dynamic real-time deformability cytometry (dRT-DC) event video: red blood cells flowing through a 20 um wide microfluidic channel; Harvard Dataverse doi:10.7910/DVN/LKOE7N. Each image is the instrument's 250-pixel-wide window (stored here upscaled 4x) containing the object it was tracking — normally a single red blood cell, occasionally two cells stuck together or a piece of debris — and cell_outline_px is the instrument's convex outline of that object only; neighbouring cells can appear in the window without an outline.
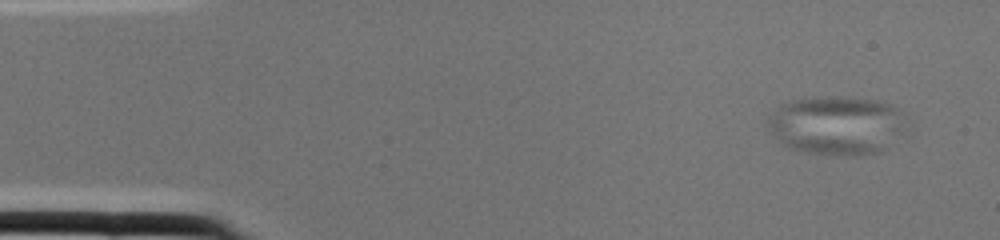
{"species": "common noctule bat (a hibernating species)", "species_latin": "Nyctalus noctula", "temperature_condition": "cold", "stored_images_in_passage": 2, "camera_frame_rate_fps": 3000, "um_per_image_px": 0.085, "animal": {"sex": "female", "body_mass_g": 22.0, "forearm_length_mm": 56.7}, "frame": {"image": 1, "passage_image": 1, "time_ms": 0.0, "image_size_px": [1000, 240], "cell_outline_px": [[900, 132], [880, 152], [860, 156], [832, 156], [804, 152], [788, 148], [772, 132], [764, 120], [780, 104], [792, 100], [816, 96], [836, 96], [876, 100], [892, 104], [900, 112]], "centroid_in_image_um": [71.01, 10.65], "position_along_channel_um": 14.0, "area_um2": 47.28}}